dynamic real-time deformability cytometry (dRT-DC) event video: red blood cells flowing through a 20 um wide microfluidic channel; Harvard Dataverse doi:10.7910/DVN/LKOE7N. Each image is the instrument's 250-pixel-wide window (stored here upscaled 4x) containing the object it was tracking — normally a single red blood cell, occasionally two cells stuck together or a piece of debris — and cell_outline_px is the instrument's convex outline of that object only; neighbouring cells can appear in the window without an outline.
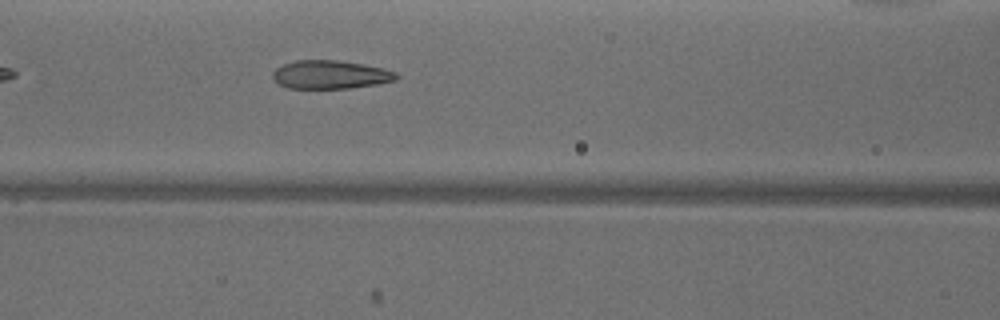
{"species": "common noctule bat (a hibernating species)", "species_latin": "Nyctalus noctula", "temperature_condition": "warm", "stored_images_in_passage": 27, "camera_frame_rate_fps": 3000, "um_per_image_px": 0.085, "animal": {"sex": "male", "body_mass_g": 18.8}, "frame": {"image": 1, "passage_image": 6, "time_ms": 1.667, "image_size_px": [1000, 320], "cell_outline_px": [[400, 76], [396, 80], [376, 84], [348, 88], [288, 88], [280, 84], [272, 76], [272, 72], [276, 68], [284, 64], [296, 60], [340, 60], [364, 64], [384, 68], [396, 72]], "centroid_in_image_um": [28.11, 6.33], "position_along_channel_um": 138.5, "area_um2": 20.46}}
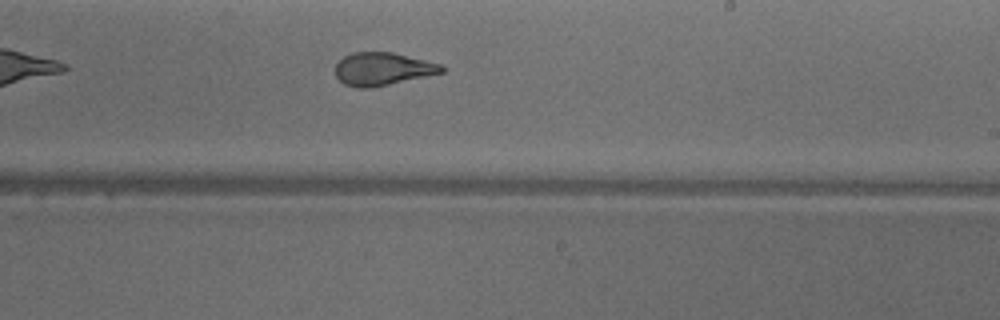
{"frame": {"image": 2, "passage_image": 15, "time_ms": 4.667, "image_size_px": [1000, 320], "cell_outline_px": [[444, 72], [388, 84], [368, 88], [356, 88], [344, 84], [336, 76], [336, 64], [344, 56], [352, 52], [392, 52], [440, 64], [444, 68]], "centroid_in_image_um": [32.48, 5.86], "position_along_channel_um": 256.5, "area_um2": 20.06}}
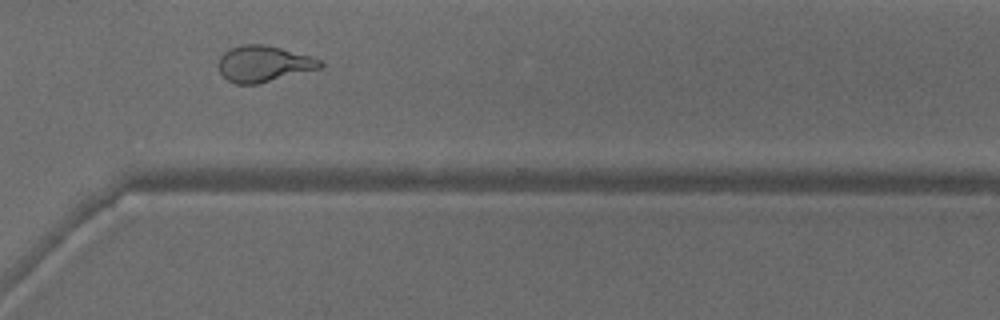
{"frame": {"image": 3, "passage_image": 22, "time_ms": 7.0, "image_size_px": [1000, 320], "cell_outline_px": [[324, 64], [320, 68], [256, 84], [236, 84], [228, 80], [220, 72], [216, 64], [220, 56], [224, 52], [232, 48], [244, 44], [264, 44], [312, 56], [320, 60]], "centroid_in_image_um": [22.38, 5.41], "position_along_channel_um": 348.2, "area_um2": 21.27}}